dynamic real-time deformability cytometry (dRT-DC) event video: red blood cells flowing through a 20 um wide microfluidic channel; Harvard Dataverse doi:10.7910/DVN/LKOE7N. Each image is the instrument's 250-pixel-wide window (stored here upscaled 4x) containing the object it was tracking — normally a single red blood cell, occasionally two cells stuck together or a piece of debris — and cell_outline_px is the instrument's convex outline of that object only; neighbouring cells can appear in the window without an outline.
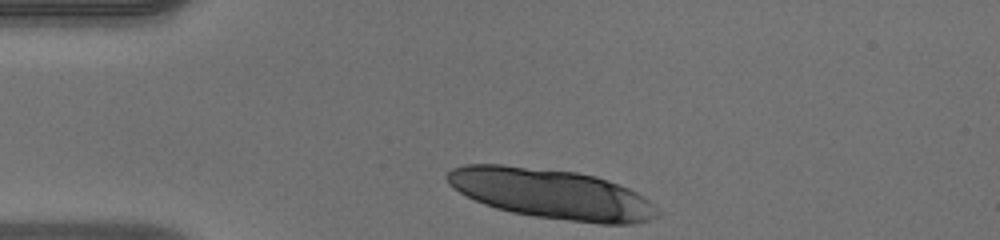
{"species": "human", "species_latin": "Homo sapiens", "temperature_condition": "warm", "stored_images_in_passage": 31, "camera_frame_rate_fps": 3000, "um_per_image_px": 0.085, "donor": {"sex": "male"}, "frame": {"image": 1, "passage_image": 1, "time_ms": 0.0, "image_size_px": [1000, 240], "cell_outline_px": [[660, 212], [656, 216], [648, 220], [628, 224], [600, 224], [536, 216], [512, 212], [496, 208], [484, 204], [452, 188], [448, 184], [444, 176], [452, 168], [464, 164], [500, 164], [576, 172], [596, 176], [608, 180], [628, 188], [644, 196]], "centroid_in_image_um": [46.85, 16.47], "position_along_channel_um": 38.1, "area_um2": 60.86}}
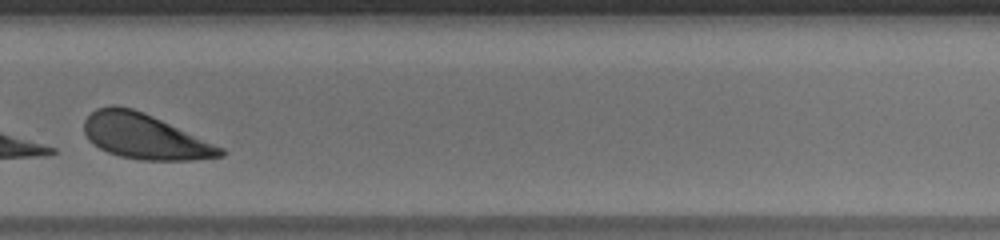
{"frame": {"image": 2, "passage_image": 25, "time_ms": 8.0, "image_size_px": [1000, 240], "cell_outline_px": [[224, 156], [192, 160], [140, 160], [120, 156], [108, 152], [92, 144], [88, 140], [84, 132], [84, 120], [96, 108], [112, 104], [132, 108], [152, 116], [224, 148]], "centroid_in_image_um": [12.26, 11.6], "position_along_channel_um": 317.5, "area_um2": 35.66}}
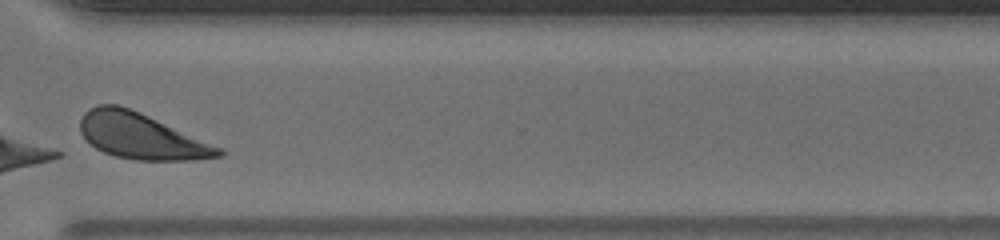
{"frame": {"image": 3, "passage_image": 28, "time_ms": 9.0, "image_size_px": [1000, 240], "cell_outline_px": [[224, 156], [192, 160], [136, 160], [116, 156], [104, 152], [96, 148], [80, 132], [80, 120], [84, 112], [88, 108], [96, 104], [116, 104], [140, 112], [220, 148], [224, 152]], "centroid_in_image_um": [11.96, 11.56], "position_along_channel_um": 358.6, "area_um2": 36.41}, "authors_computed_cell_mechanics": {"area_um2": 35.836, "velocity_mm_per_s": 4.0447, "shape_relaxation_time_tau1_ms": 0.7517, "shape_relaxation_time_tau2_ms": null, "deformation_change_tau1": 0.3003, "deformation_change_tau2": null}}